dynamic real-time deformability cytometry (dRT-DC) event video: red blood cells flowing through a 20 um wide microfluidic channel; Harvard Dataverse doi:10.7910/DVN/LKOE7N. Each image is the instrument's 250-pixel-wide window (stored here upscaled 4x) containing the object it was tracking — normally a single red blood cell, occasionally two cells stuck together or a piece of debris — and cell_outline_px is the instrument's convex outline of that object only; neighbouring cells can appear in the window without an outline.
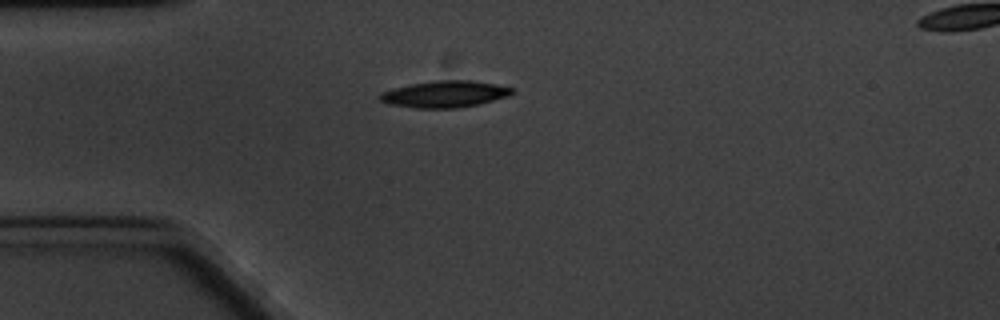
{"species": "common noctule bat (a hibernating species)", "species_latin": "Nyctalus noctula", "temperature_condition": "cold", "stored_images_in_passage": 5, "camera_frame_rate_fps": 3000, "um_per_image_px": 0.085, "animal": {"sex": "male", "body_mass_g": 20.1, "forearm_length_mm": 53.5}, "frame": {"image": 1, "passage_image": 5, "time_ms": 4.667, "image_size_px": [1000, 320], "cell_outline_px": [[512, 92], [508, 96], [480, 104], [456, 108], [416, 108], [388, 104], [380, 100], [380, 92], [392, 88], [412, 84], [436, 80], [472, 80], [496, 84], [512, 88]], "centroid_in_image_um": [37.79, 8.0], "position_along_channel_um": 47.2, "area_um2": 20.46}}